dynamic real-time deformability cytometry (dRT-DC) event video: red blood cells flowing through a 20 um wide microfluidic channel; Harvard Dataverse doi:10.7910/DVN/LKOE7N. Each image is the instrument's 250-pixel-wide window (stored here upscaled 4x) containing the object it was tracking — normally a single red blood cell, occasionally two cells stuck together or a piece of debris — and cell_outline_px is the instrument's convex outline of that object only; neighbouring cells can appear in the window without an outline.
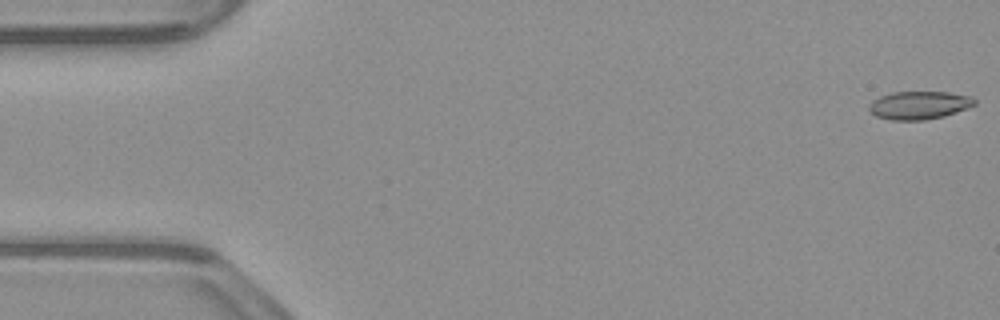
{"species": "common noctule bat (a hibernating species)", "species_latin": "Nyctalus noctula", "temperature_condition": "warm", "stored_images_in_passage": 51, "segment_of_instrument_passage": [1, 2], "camera_frame_rate_fps": 3000, "um_per_image_px": 0.085, "animal": {"sex": "male", "body_mass_g": 23.1, "forearm_length_mm": 52.7}, "frame": {"image": 1, "passage_image": 1, "time_ms": 0.0, "image_size_px": [1000, 320], "cell_outline_px": [[976, 104], [968, 108], [944, 116], [924, 120], [892, 120], [876, 116], [868, 108], [868, 104], [872, 100], [880, 96], [892, 92], [948, 92], [972, 96], [976, 100]], "centroid_in_image_um": [78.13, 8.94], "position_along_channel_um": 6.9, "area_um2": 17.34}}
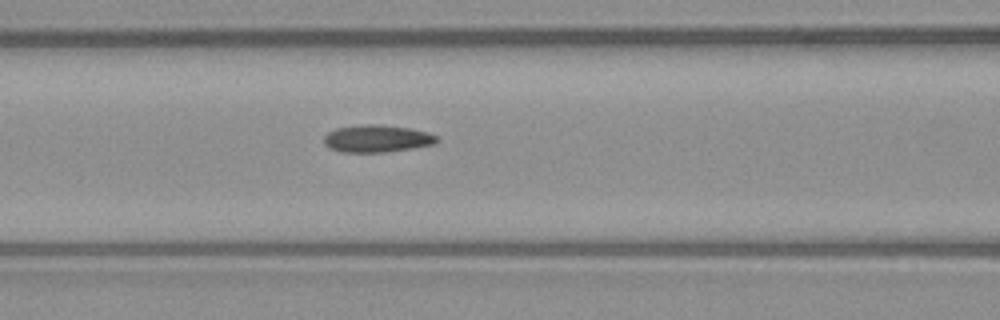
{"frame": {"image": 2, "passage_image": 22, "time_ms": 7.0, "image_size_px": [1000, 320], "cell_outline_px": [[440, 140], [436, 144], [388, 152], [340, 152], [328, 148], [324, 144], [324, 136], [328, 132], [336, 128], [360, 124], [376, 124], [408, 128], [428, 132], [436, 136]], "centroid_in_image_um": [32.03, 11.78], "position_along_channel_um": 134.6, "area_um2": 18.15}}
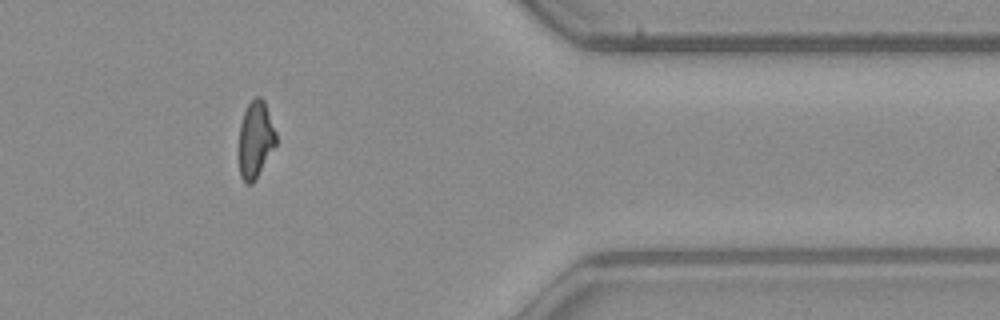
{"frame": {"image": 3, "passage_image": 44, "time_ms": 14.333, "image_size_px": [1000, 320], "cell_outline_px": [[276, 144], [256, 180], [252, 184], [248, 184], [240, 176], [240, 124], [244, 112], [248, 104], [256, 96], [260, 96], [264, 100], [276, 132]], "centroid_in_image_um": [21.73, 11.86], "position_along_channel_um": 389.7, "area_um2": 16.42}}